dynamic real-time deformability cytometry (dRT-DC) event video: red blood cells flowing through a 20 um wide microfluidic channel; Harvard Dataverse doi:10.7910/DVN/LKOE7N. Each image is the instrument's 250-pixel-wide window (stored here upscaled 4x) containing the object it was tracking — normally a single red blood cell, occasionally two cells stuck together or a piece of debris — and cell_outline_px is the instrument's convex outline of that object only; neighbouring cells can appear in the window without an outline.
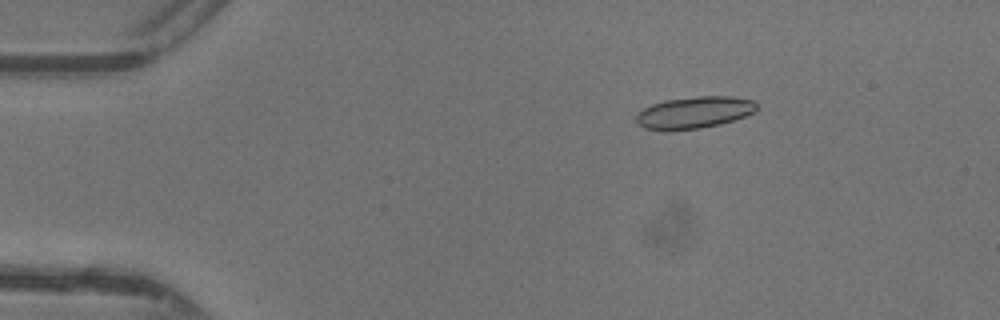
{"species": "common noctule bat (a hibernating species)", "species_latin": "Nyctalus noctula", "temperature_condition": "warm", "stored_images_in_passage": 47, "camera_frame_rate_fps": 3000, "um_per_image_px": 0.085, "animal": {"sex": "female"}, "frame": {"image": 1, "passage_image": 8, "time_ms": 2.333, "image_size_px": [1000, 320], "cell_outline_px": [[756, 108], [752, 112], [744, 116], [720, 124], [700, 128], [644, 128], [636, 124], [636, 116], [644, 108], [652, 104], [664, 100], [700, 96], [732, 96], [752, 100], [756, 104]], "centroid_in_image_um": [59.01, 9.53], "position_along_channel_um": 26.0, "area_um2": 21.62}}
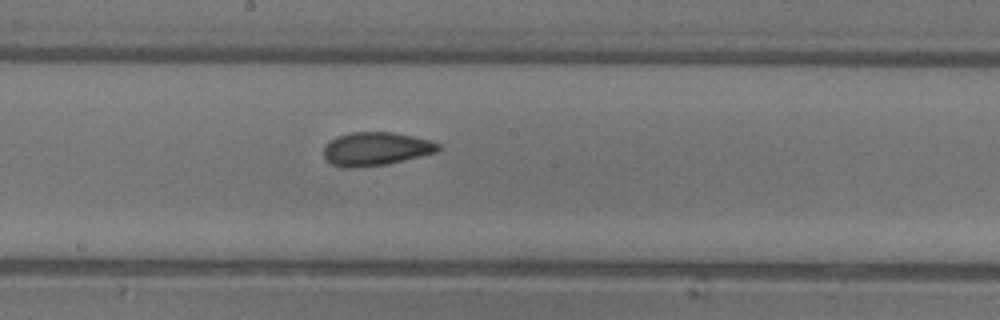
{"frame": {"image": 2, "passage_image": 26, "time_ms": 8.333, "image_size_px": [1000, 320], "cell_outline_px": [[440, 148], [436, 152], [388, 164], [352, 168], [340, 168], [332, 164], [324, 156], [324, 148], [328, 140], [336, 136], [352, 132], [392, 132], [432, 140], [440, 144]], "centroid_in_image_um": [31.93, 12.65], "position_along_channel_um": 216.3, "area_um2": 22.43}}
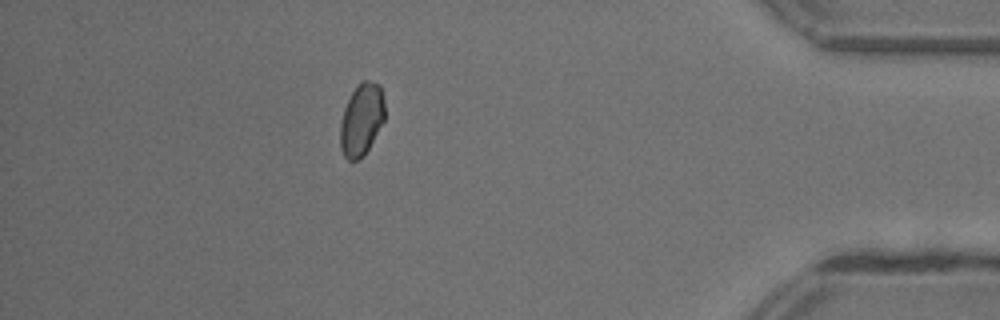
{"frame": {"image": 3, "passage_image": 42, "time_ms": 13.667, "image_size_px": [1000, 320], "cell_outline_px": [[384, 120], [364, 156], [356, 160], [348, 160], [344, 156], [340, 148], [340, 124], [344, 108], [356, 84], [360, 80], [368, 80], [380, 84], [384, 100]], "centroid_in_image_um": [30.72, 10.14], "position_along_channel_um": 404.5, "area_um2": 18.84}, "authors_computed_cell_mechanics": {"area_um2": 21.6172, "velocity_mm_per_s": 4.4009, "shape_relaxation_time_tau1_ms": 3.6204, "shape_relaxation_time_tau2_ms": 1.1958, "deformation_change_tau1": 0.1266, "deformation_change_tau2": 0.058}}